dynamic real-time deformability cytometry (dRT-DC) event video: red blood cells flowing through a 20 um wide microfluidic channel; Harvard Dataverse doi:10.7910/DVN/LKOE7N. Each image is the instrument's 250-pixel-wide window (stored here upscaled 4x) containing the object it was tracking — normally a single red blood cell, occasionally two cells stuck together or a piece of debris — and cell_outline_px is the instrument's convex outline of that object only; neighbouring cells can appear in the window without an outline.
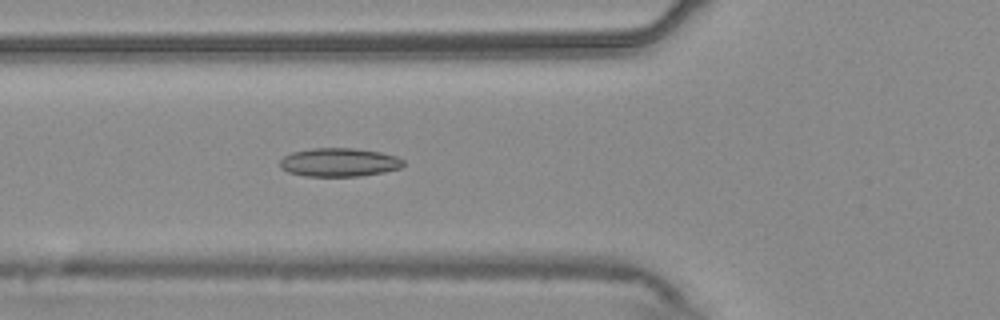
{"species": "common noctule bat (a hibernating species)", "species_latin": "Nyctalus noctula", "temperature_condition": "warm", "stored_images_in_passage": 53, "camera_frame_rate_fps": 3000, "um_per_image_px": 0.085, "animal": {"sex": "male", "body_mass_g": 20.4}, "frame": {"image": 1, "passage_image": 19, "time_ms": 6.0, "image_size_px": [1000, 320], "cell_outline_px": [[404, 164], [400, 168], [384, 172], [360, 176], [304, 176], [288, 172], [280, 168], [280, 160], [284, 156], [292, 152], [312, 148], [352, 148], [380, 152], [396, 156], [404, 160]], "centroid_in_image_um": [28.81, 13.8], "position_along_channel_um": 97.0, "area_um2": 20.58}}
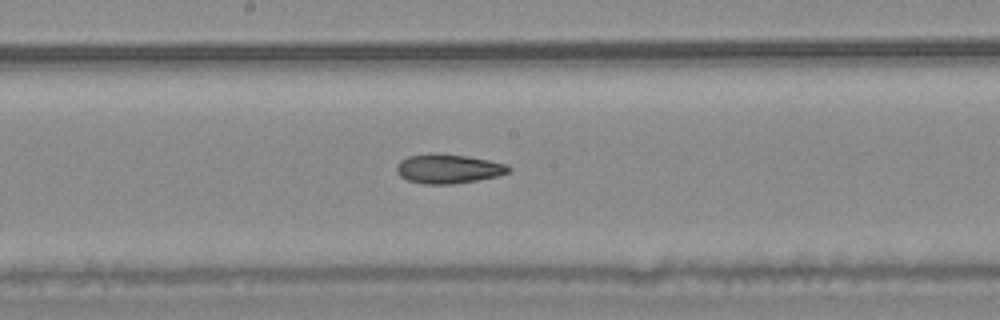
{"frame": {"image": 2, "passage_image": 28, "time_ms": 9.0, "image_size_px": [1000, 320], "cell_outline_px": [[512, 172], [500, 176], [456, 184], [424, 184], [408, 180], [400, 176], [396, 172], [396, 164], [400, 160], [408, 156], [436, 152], [468, 156], [508, 164], [512, 168]], "centroid_in_image_um": [38.14, 14.34], "position_along_channel_um": 210.1, "area_um2": 19.59}}
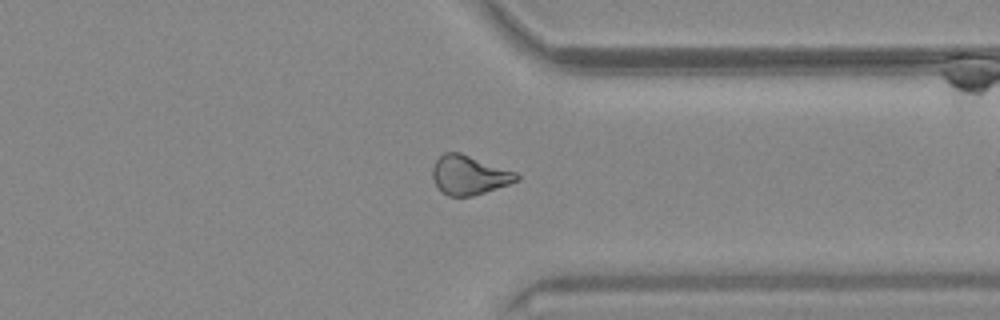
{"frame": {"image": 3, "passage_image": 41, "time_ms": 13.333, "image_size_px": [1000, 320], "cell_outline_px": [[520, 180], [472, 196], [448, 196], [440, 192], [432, 176], [432, 168], [436, 160], [444, 152], [460, 152], [516, 172], [520, 176]], "centroid_in_image_um": [39.86, 14.88], "position_along_channel_um": 371.5, "area_um2": 19.13}, "authors_computed_cell_mechanics": {"area_um2": 19.9988, "velocity_mm_per_s": 3.7503, "shape_relaxation_time_tau1_ms": null, "shape_relaxation_time_tau2_ms": 6.3249, "deformation_change_tau1": null, "deformation_change_tau2": 0.1352}}